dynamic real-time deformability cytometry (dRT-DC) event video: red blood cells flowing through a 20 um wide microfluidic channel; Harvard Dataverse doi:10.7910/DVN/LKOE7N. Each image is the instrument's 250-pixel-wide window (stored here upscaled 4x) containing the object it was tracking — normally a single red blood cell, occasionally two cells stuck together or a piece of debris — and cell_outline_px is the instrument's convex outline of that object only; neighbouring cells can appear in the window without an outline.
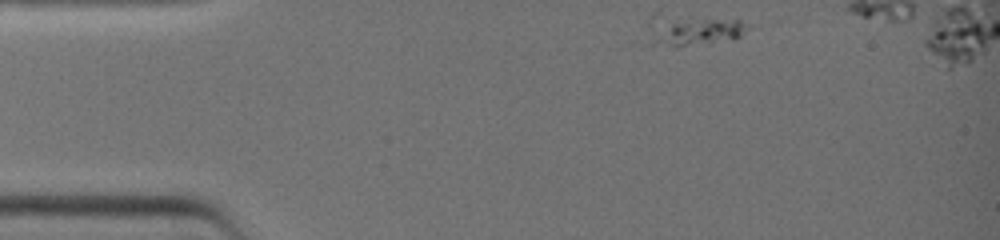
{"species": "common noctule bat (a hibernating species)", "species_latin": "Nyctalus noctula", "temperature_condition": "warm", "stored_images_in_passage": 18, "camera_frame_rate_fps": 3000, "um_per_image_px": 0.085, "animal": {"sex": "female", "body_mass_g": 19.0, "forearm_length_mm": 51.5}, "frame": {"image": 1, "passage_image": 1, "time_ms": 0.0, "image_size_px": [1000, 240], "cell_outline_px": [[752, 24], [736, 40], [676, 48], [648, 44], [648, 20], [656, 12], [740, 20]], "centroid_in_image_um": [58.84, 2.56], "position_along_channel_um": 26.2, "area_um2": 19.54}}